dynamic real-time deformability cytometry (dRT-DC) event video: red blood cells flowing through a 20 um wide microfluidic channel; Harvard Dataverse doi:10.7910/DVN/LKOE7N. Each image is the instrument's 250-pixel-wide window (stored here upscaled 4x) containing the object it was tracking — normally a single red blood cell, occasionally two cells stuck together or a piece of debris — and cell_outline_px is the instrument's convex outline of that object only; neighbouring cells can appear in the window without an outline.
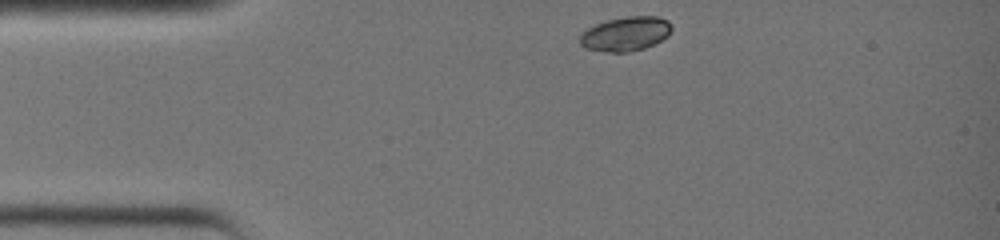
{"species": "common noctule bat (a hibernating species)", "species_latin": "Nyctalus noctula", "temperature_condition": "warm", "stored_images_in_passage": 27, "camera_frame_rate_fps": 3000, "um_per_image_px": 0.085, "animal": {"sex": "female", "body_mass_g": 19.0, "forearm_length_mm": 51.5}, "frame": {"image": 1, "passage_image": 1, "time_ms": 0.0, "image_size_px": [1000, 240], "cell_outline_px": [[672, 32], [668, 36], [644, 48], [628, 52], [608, 52], [584, 48], [580, 44], [580, 36], [588, 28], [596, 24], [608, 20], [628, 16], [656, 16], [668, 20], [672, 24]], "centroid_in_image_um": [53.2, 2.87], "position_along_channel_um": 31.8, "area_um2": 18.26}}
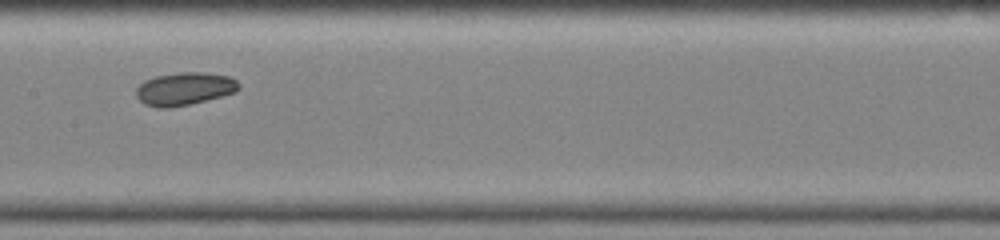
{"frame": {"image": 2, "passage_image": 13, "time_ms": 4.0, "image_size_px": [1000, 240], "cell_outline_px": [[240, 88], [236, 92], [188, 104], [168, 108], [156, 108], [144, 104], [136, 96], [136, 88], [144, 80], [156, 76], [180, 72], [204, 72], [228, 76], [236, 80], [240, 84]], "centroid_in_image_um": [15.66, 7.54], "position_along_channel_um": 191.7, "area_um2": 19.59}}
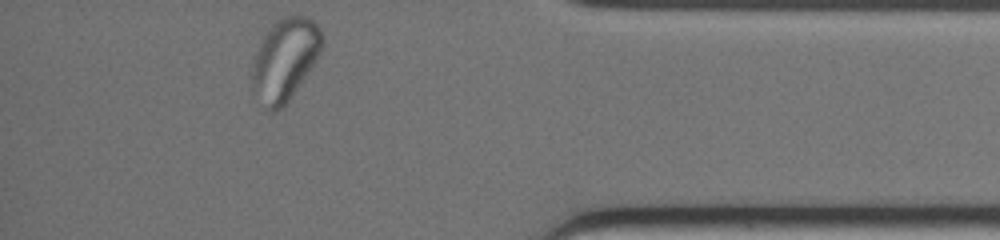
{"frame": {"image": 3, "passage_image": 27, "time_ms": 8.667, "image_size_px": [1000, 240], "cell_outline_px": [[324, 44], [316, 60], [284, 108], [272, 112], [268, 112], [252, 88], [252, 68], [256, 52], [264, 36], [272, 24], [276, 20], [284, 16], [308, 16], [320, 28], [324, 36]], "centroid_in_image_um": [24.24, 5.06], "position_along_channel_um": 411.0, "area_um2": 33.47}}